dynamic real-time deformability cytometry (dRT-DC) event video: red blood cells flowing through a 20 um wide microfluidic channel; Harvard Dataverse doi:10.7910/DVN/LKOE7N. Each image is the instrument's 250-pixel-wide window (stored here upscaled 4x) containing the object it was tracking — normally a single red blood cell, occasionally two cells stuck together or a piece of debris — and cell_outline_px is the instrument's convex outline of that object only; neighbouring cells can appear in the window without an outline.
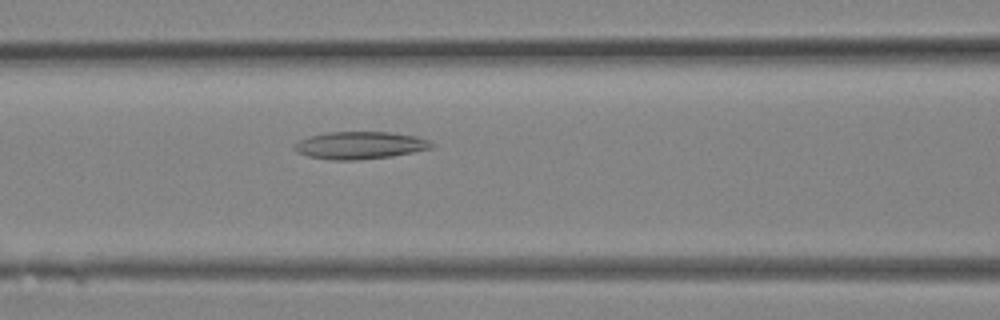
{"species": "Egyptian fruit bat (a non-hibernating species)", "species_latin": "Rousettus aegyptiacus", "temperature_condition": "room temperature", "stored_images_in_passage": 21, "camera_frame_rate_fps": 3000, "um_per_image_px": 0.085, "animal": {"sex": "female"}, "frame": {"image": 1, "passage_image": 5, "time_ms": 1.333, "image_size_px": [1000, 320], "cell_outline_px": [[436, 144], [432, 148], [392, 156], [360, 160], [332, 160], [308, 156], [296, 152], [292, 148], [292, 144], [296, 140], [308, 136], [328, 132], [392, 132], [416, 136], [428, 140]], "centroid_in_image_um": [30.54, 12.35], "position_along_channel_um": 136.1, "area_um2": 22.25}}
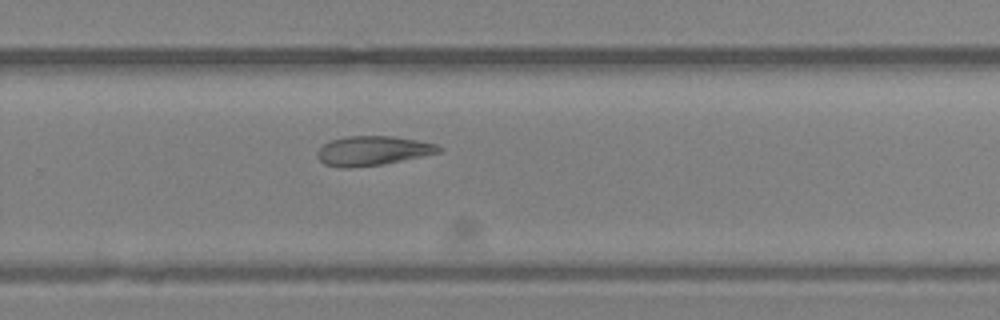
{"frame": {"image": 2, "passage_image": 12, "time_ms": 3.667, "image_size_px": [1000, 320], "cell_outline_px": [[444, 148], [440, 152], [384, 164], [352, 168], [340, 168], [324, 164], [316, 156], [316, 152], [324, 144], [332, 140], [348, 136], [392, 136], [416, 140], [436, 144]], "centroid_in_image_um": [31.66, 12.82], "position_along_channel_um": 298.1, "area_um2": 20.81}}
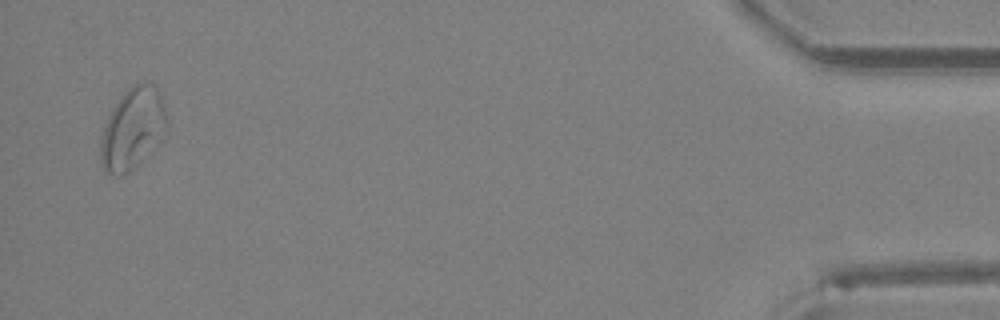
{"frame": {"image": 3, "passage_image": 21, "time_ms": 6.667, "image_size_px": [1000, 320], "cell_outline_px": [[168, 128], [140, 160], [128, 172], [120, 176], [116, 176], [108, 172], [104, 168], [100, 160], [100, 140], [108, 116], [112, 108], [124, 92], [132, 84], [140, 80], [152, 84], [156, 88], [168, 112]], "centroid_in_image_um": [11.27, 10.87], "position_along_channel_um": 423.9, "area_um2": 30.98}}